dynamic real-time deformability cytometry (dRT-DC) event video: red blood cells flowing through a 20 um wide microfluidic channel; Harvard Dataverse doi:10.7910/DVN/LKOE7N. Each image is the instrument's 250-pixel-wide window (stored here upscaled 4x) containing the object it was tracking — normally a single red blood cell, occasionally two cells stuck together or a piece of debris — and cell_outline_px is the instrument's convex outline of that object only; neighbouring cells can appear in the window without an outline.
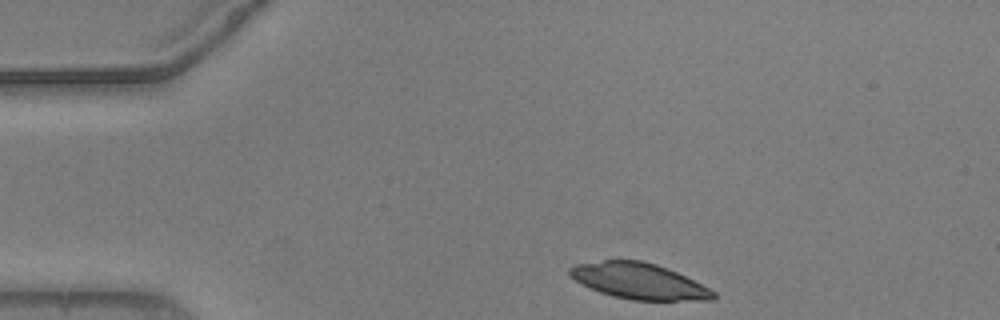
{"species": "common noctule bat (a hibernating species)", "species_latin": "Nyctalus noctula", "temperature_condition": "warm", "stored_images_in_passage": 46, "camera_frame_rate_fps": 3000, "um_per_image_px": 0.085, "animal": {"sex": "male", "body_mass_g": 20.5, "forearm_length_mm": 52.5}, "frame": {"image": 1, "passage_image": 1, "time_ms": 0.0, "image_size_px": [1000, 320], "cell_outline_px": [[716, 296], [712, 300], [632, 300], [612, 296], [600, 292], [568, 276], [568, 268], [576, 264], [604, 260], [640, 260], [656, 264], [668, 268], [716, 292]], "centroid_in_image_um": [54.29, 23.89], "position_along_channel_um": 30.7, "area_um2": 29.77}}
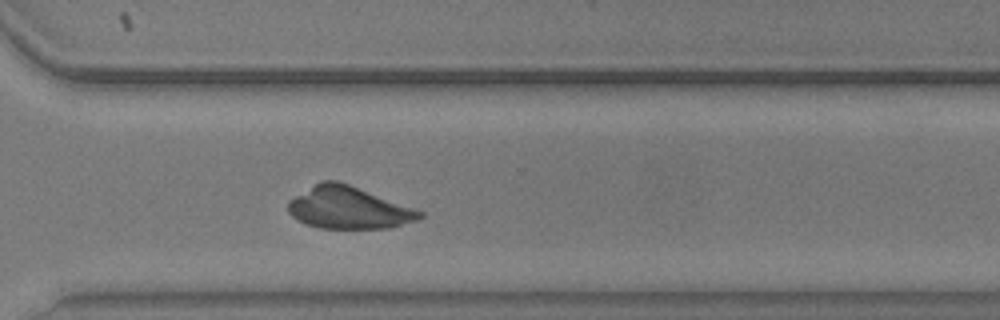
{"frame": {"image": 2, "passage_image": 31, "time_ms": 10.0, "image_size_px": [1000, 320], "cell_outline_px": [[424, 216], [416, 220], [388, 228], [316, 228], [304, 224], [296, 220], [288, 212], [288, 200], [320, 180], [336, 180], [348, 184], [424, 212]], "centroid_in_image_um": [29.56, 17.66], "position_along_channel_um": 341.0, "area_um2": 32.19}}
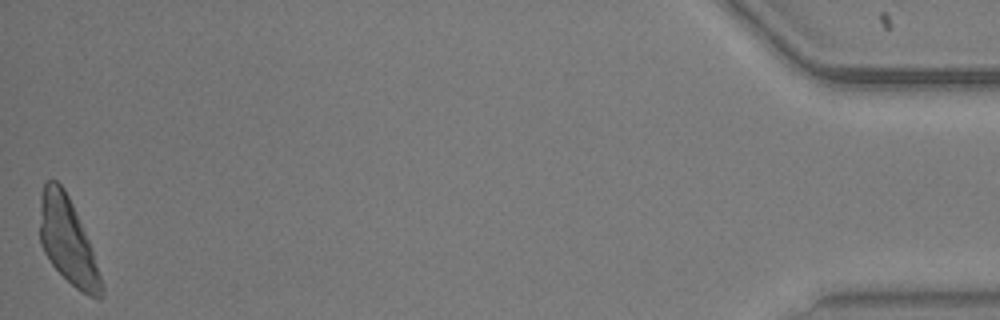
{"frame": {"image": 3, "passage_image": 46, "time_ms": 15.0, "image_size_px": [1000, 320], "cell_outline_px": [[104, 296], [100, 300], [96, 300], [88, 296], [76, 288], [52, 264], [44, 252], [40, 244], [40, 196], [44, 184], [48, 180], [56, 180], [64, 188], [72, 204], [88, 240], [104, 288]], "centroid_in_image_um": [5.75, 20.5], "position_along_channel_um": 429.5, "area_um2": 30.46}}